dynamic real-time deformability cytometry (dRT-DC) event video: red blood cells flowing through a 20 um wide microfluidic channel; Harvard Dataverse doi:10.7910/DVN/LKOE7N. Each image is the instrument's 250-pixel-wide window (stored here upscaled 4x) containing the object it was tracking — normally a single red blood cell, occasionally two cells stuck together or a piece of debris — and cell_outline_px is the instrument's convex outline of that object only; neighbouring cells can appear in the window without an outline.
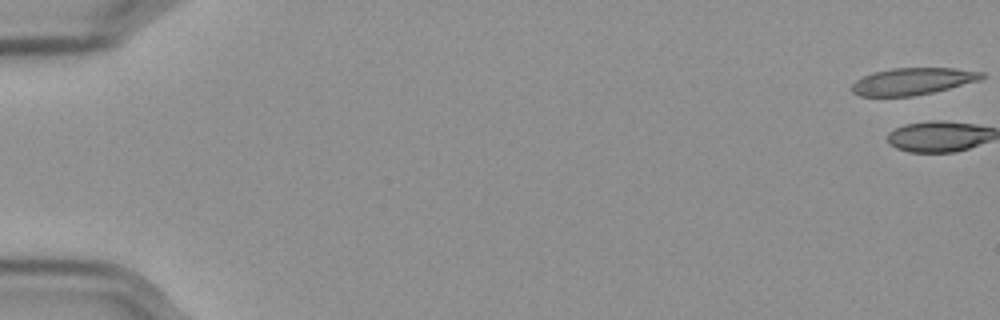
{"species": "Egyptian fruit bat (a non-hibernating species)", "species_latin": "Rousettus aegyptiacus", "temperature_condition": "cold", "stored_images_in_passage": 2, "camera_frame_rate_fps": 3000, "um_per_image_px": 0.085, "frame": {"image": 1, "passage_image": 1, "time_ms": 0.0, "image_size_px": [1000, 320], "cell_outline_px": [[984, 76], [980, 80], [932, 92], [912, 96], [860, 96], [852, 92], [852, 84], [856, 80], [872, 72], [892, 68], [956, 68], [984, 72]], "centroid_in_image_um": [77.56, 6.9], "position_along_channel_um": 7.4, "area_um2": 20.29}}